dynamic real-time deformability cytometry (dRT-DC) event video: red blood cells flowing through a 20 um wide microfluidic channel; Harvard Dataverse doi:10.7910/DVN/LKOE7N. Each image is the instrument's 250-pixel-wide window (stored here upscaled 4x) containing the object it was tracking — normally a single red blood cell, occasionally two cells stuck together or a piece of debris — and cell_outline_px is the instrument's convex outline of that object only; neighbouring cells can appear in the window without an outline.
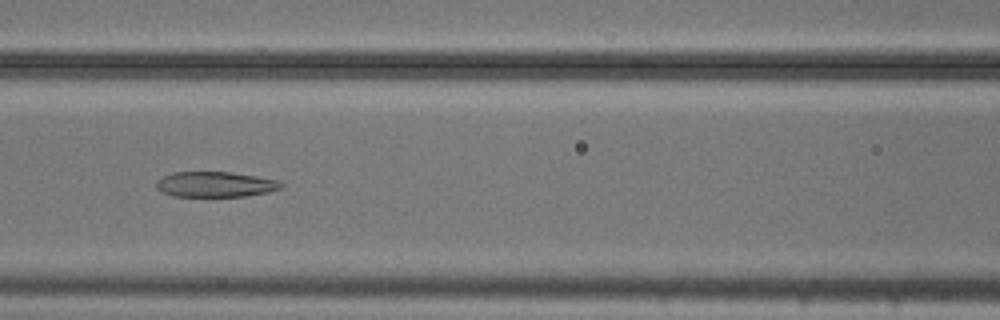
{"species": "common noctule bat (a hibernating species)", "species_latin": "Nyctalus noctula", "temperature_condition": "cold", "stored_images_in_passage": 39, "camera_frame_rate_fps": 3000, "um_per_image_px": 0.085, "animal": {"sex": "male", "body_mass_g": 20.5, "forearm_length_mm": 52.5}, "frame": {"image": 1, "passage_image": 9, "time_ms": 2.667, "image_size_px": [1000, 320], "cell_outline_px": [[284, 188], [268, 192], [248, 196], [172, 196], [160, 192], [156, 188], [156, 180], [172, 172], [232, 172], [256, 176], [276, 180], [284, 184]], "centroid_in_image_um": [18.29, 15.67], "position_along_channel_um": 148.3, "area_um2": 18.61}}
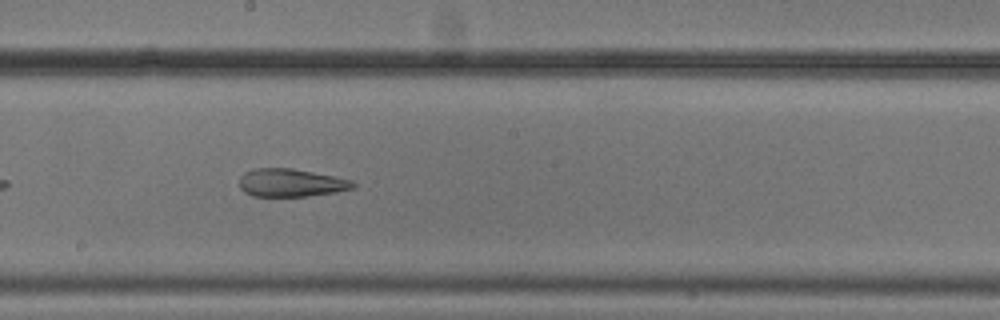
{"frame": {"image": 2, "passage_image": 15, "time_ms": 4.667, "image_size_px": [1000, 320], "cell_outline_px": [[356, 184], [352, 188], [336, 192], [308, 196], [252, 196], [244, 192], [240, 188], [240, 176], [244, 172], [256, 168], [292, 168], [336, 176], [352, 180]], "centroid_in_image_um": [24.73, 15.53], "position_along_channel_um": 223.5, "area_um2": 18.61}}
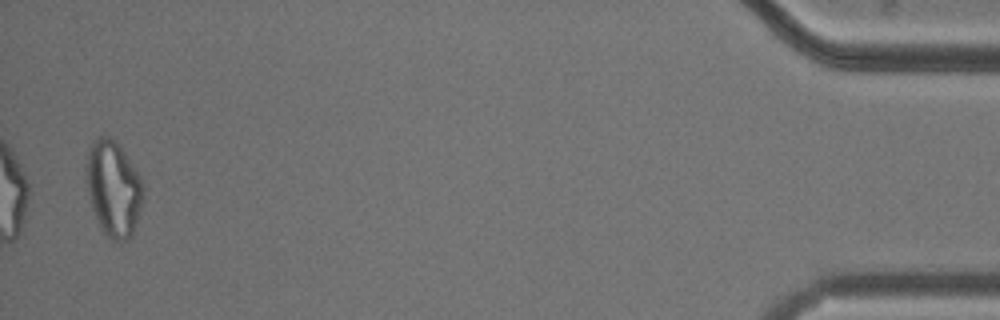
{"frame": {"image": 3, "passage_image": 38, "time_ms": 12.333, "image_size_px": [1000, 320], "cell_outline_px": [[144, 196], [132, 236], [128, 240], [120, 244], [104, 236], [100, 228], [92, 208], [84, 168], [88, 152], [92, 144], [100, 136], [108, 136], [116, 140], [120, 144], [140, 176], [144, 188]], "centroid_in_image_um": [9.65, 16.06], "position_along_channel_um": 425.5, "area_um2": 32.19}, "authors_computed_cell_mechanics": {"area_um2": 21.5016, "velocity_mm_per_s": 3.7718, "shape_relaxation_time_tau1_ms": null, "shape_relaxation_time_tau2_ms": 2.8361, "deformation_change_tau1": null, "deformation_change_tau2": 0.1103}}